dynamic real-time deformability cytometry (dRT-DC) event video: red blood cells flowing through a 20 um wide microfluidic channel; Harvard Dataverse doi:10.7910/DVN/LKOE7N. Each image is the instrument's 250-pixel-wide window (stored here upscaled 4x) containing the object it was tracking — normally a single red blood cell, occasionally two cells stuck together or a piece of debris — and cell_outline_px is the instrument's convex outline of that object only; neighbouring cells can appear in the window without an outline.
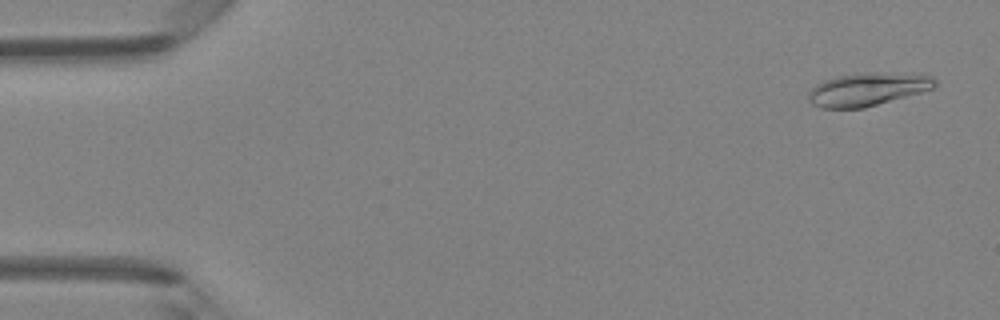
{"species": "Egyptian fruit bat (a non-hibernating species)", "species_latin": "Rousettus aegyptiacus", "temperature_condition": "room temperature", "stored_images_in_passage": 45, "camera_frame_rate_fps": 3000, "um_per_image_px": 0.085, "animal": {"sex": "female"}, "frame": {"image": 1, "passage_image": 2, "time_ms": 0.333, "image_size_px": [1000, 320], "cell_outline_px": [[936, 84], [932, 88], [920, 92], [864, 108], [820, 108], [812, 104], [808, 100], [808, 92], [816, 84], [824, 80], [836, 76], [860, 72], [924, 72], [932, 76], [936, 80]], "centroid_in_image_um": [73.78, 7.55], "position_along_channel_um": 11.2, "area_um2": 24.91}}
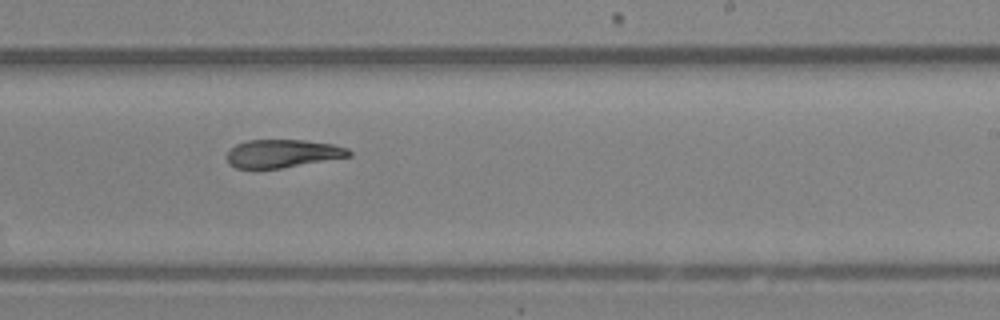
{"frame": {"image": 2, "passage_image": 28, "time_ms": 9.0, "image_size_px": [1000, 320], "cell_outline_px": [[352, 156], [280, 168], [236, 168], [228, 164], [228, 148], [236, 144], [248, 140], [304, 140], [332, 144], [348, 148], [352, 152]], "centroid_in_image_um": [24.02, 13.04], "position_along_channel_um": 265.0, "area_um2": 19.94}}
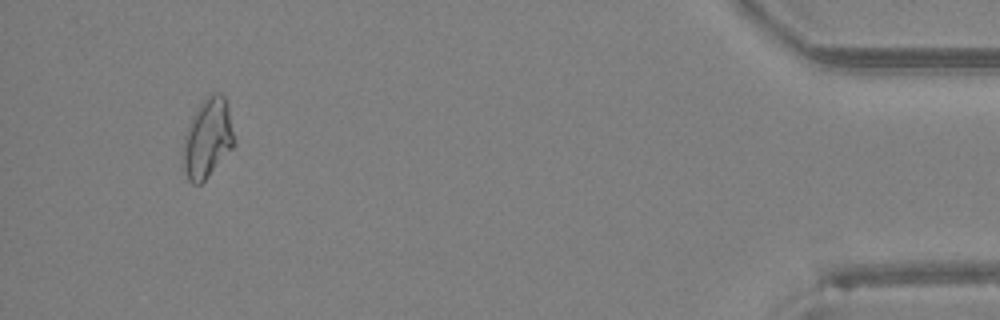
{"frame": {"image": 3, "passage_image": 43, "time_ms": 14.0, "image_size_px": [1000, 320], "cell_outline_px": [[236, 144], [208, 176], [200, 184], [192, 184], [188, 180], [184, 168], [184, 136], [192, 116], [200, 104], [212, 92], [220, 92], [224, 96], [228, 108]], "centroid_in_image_um": [17.66, 11.74], "position_along_channel_um": 417.5, "area_um2": 23.29}}